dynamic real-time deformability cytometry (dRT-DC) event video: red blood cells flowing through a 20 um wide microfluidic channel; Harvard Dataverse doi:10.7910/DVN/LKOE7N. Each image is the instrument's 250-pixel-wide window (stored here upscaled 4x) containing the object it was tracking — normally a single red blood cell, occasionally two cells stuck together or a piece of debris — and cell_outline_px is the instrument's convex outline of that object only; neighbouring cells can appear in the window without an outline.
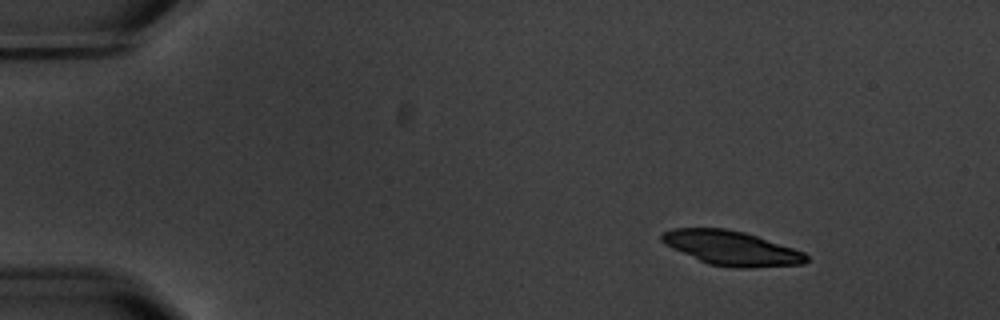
{"species": "common noctule bat (a hibernating species)", "species_latin": "Nyctalus noctula", "temperature_condition": "warm", "stored_images_in_passage": 5, "camera_frame_rate_fps": 3000, "um_per_image_px": 0.085, "animal": {"sex": "male", "body_mass_g": 20.1, "forearm_length_mm": 53.5}, "frame": {"image": 1, "passage_image": 3, "time_ms": 2.333, "image_size_px": [1000, 320], "cell_outline_px": [[808, 260], [804, 264], [752, 268], [732, 268], [708, 264], [672, 248], [664, 244], [660, 240], [660, 236], [664, 232], [672, 228], [724, 228], [744, 232], [804, 252], [808, 256]], "centroid_in_image_um": [62.16, 21.1], "position_along_channel_um": 22.8, "area_um2": 28.96}}